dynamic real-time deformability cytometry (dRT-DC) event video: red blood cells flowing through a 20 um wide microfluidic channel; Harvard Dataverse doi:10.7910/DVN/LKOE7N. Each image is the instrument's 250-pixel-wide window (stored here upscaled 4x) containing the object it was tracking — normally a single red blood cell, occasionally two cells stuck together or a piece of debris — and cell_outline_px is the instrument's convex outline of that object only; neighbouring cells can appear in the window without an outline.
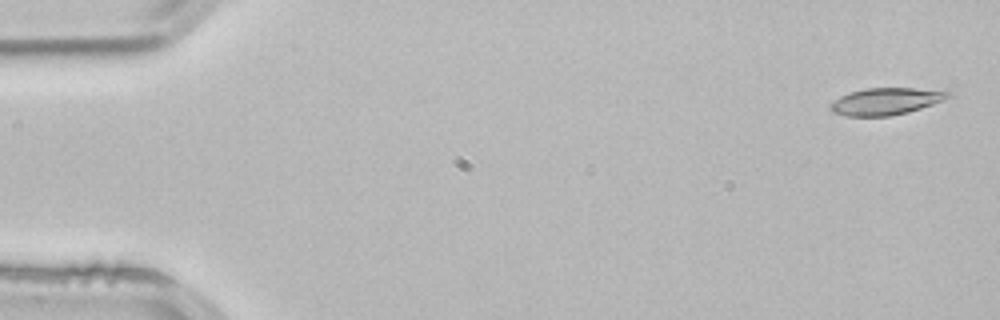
{"species": "common noctule bat (a hibernating species)", "species_latin": "Nyctalus noctula", "temperature_condition": "room temperature", "stored_images_in_passage": 3, "camera_frame_rate_fps": 3000, "um_per_image_px": 0.085, "animal": {"sex": "male", "body_mass_g": 21.5, "forearm_length_mm": 52.0}, "frame": {"image": 1, "passage_image": 1, "time_ms": 0.0, "image_size_px": [1000, 320], "cell_outline_px": [[952, 96], [944, 100], [908, 112], [888, 116], [844, 116], [832, 112], [828, 108], [828, 104], [832, 100], [848, 92], [868, 88], [948, 88], [952, 92]], "centroid_in_image_um": [75.35, 8.59], "position_along_channel_um": 9.7, "area_um2": 19.13}}
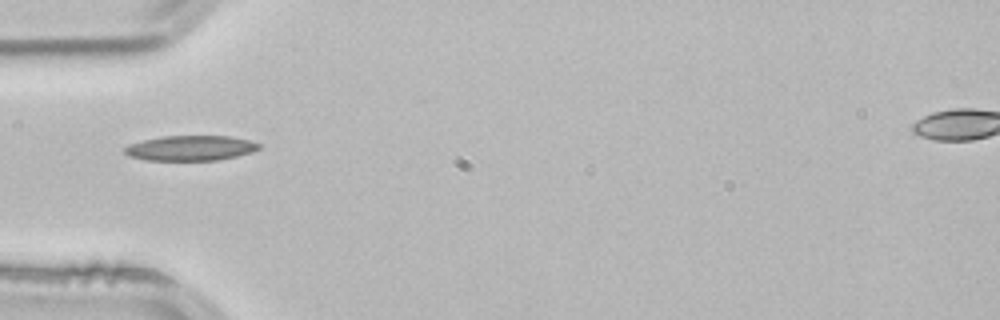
{"frame": {"image": 2, "passage_image": 3, "time_ms": 0.667, "image_size_px": [1000, 320], "cell_outline_px": [[260, 148], [252, 152], [236, 156], [216, 160], [144, 160], [128, 156], [124, 152], [124, 148], [128, 144], [144, 140], [164, 136], [228, 136], [248, 140], [260, 144]], "centroid_in_image_um": [16.16, 12.59], "position_along_channel_um": 68.8, "area_um2": 19.54}}